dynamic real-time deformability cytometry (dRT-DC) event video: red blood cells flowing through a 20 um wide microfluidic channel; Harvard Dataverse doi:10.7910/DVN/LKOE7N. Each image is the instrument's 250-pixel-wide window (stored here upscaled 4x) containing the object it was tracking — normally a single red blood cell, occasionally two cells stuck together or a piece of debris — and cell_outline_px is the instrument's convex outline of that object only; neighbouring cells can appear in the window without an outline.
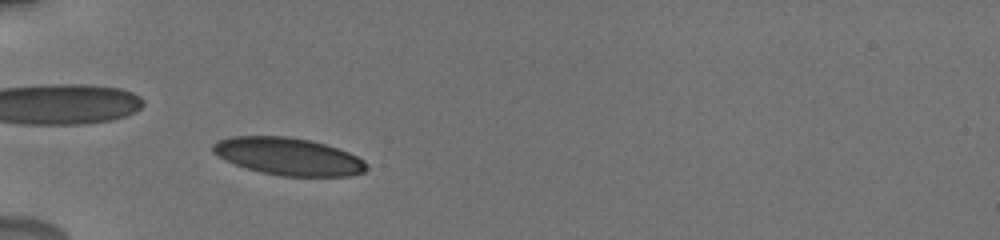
{"species": "human", "species_latin": "Homo sapiens", "temperature_condition": "cold", "stored_images_in_passage": 35, "camera_frame_rate_fps": 3000, "um_per_image_px": 0.085, "donor": {"sex": "male"}, "frame": {"image": 1, "passage_image": 6, "time_ms": 2.0, "image_size_px": [1000, 240], "cell_outline_px": [[368, 168], [364, 172], [348, 176], [280, 176], [260, 172], [224, 160], [212, 152], [212, 144], [220, 140], [232, 136], [284, 136], [308, 140], [324, 144], [348, 152], [364, 160], [368, 164]], "centroid_in_image_um": [24.5, 13.3], "position_along_channel_um": 60.5, "area_um2": 33.35}}
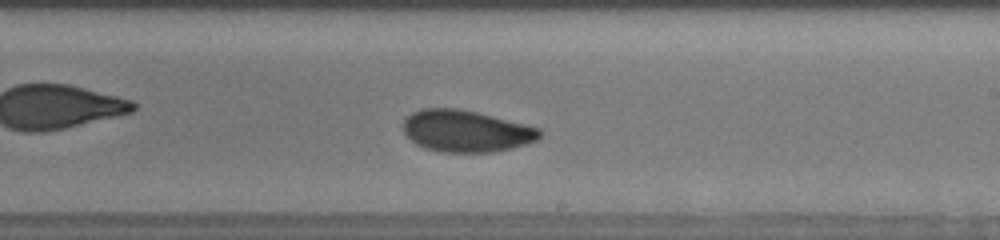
{"frame": {"image": 2, "passage_image": 20, "time_ms": 7.333, "image_size_px": [1000, 240], "cell_outline_px": [[544, 132], [536, 140], [512, 148], [492, 152], [444, 152], [424, 148], [416, 144], [404, 132], [404, 120], [412, 112], [424, 108], [460, 108], [540, 128]], "centroid_in_image_um": [39.61, 11.14], "position_along_channel_um": 249.4, "area_um2": 33.0}, "authors_computed_cell_mechanics": {"area_um2": 32.5414, "velocity_mm_per_s": 3.7881, "shape_relaxation_time_tau1_ms": 4.0343, "shape_relaxation_time_tau2_ms": 1.3035, "deformation_change_tau1": 0.1124, "deformation_change_tau2": 0.0537}}